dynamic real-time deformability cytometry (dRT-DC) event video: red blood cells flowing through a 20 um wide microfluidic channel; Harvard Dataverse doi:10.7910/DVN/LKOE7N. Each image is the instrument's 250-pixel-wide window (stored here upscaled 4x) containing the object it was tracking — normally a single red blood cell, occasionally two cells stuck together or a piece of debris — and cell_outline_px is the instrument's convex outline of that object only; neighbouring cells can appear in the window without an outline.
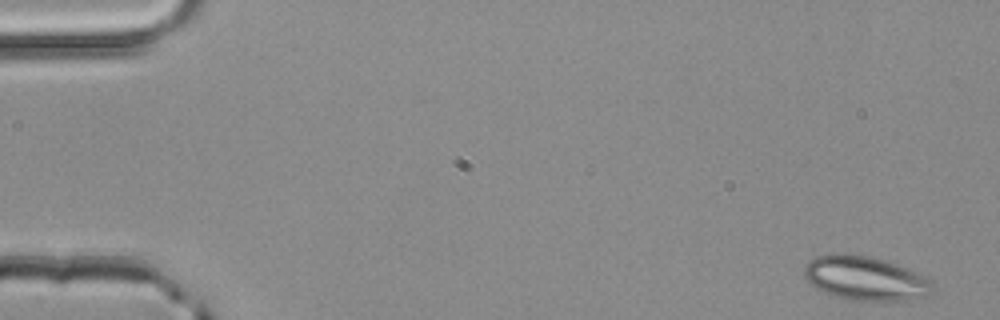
{"species": "common noctule bat (a hibernating species)", "species_latin": "Nyctalus noctula", "temperature_condition": "room temperature", "stored_images_in_passage": 4, "camera_frame_rate_fps": 3000, "um_per_image_px": 0.085, "animal": {"sex": "male", "body_mass_g": 20.4}, "frame": {"image": 1, "passage_image": 1, "time_ms": 0.0, "image_size_px": [1000, 320], "cell_outline_px": [[932, 296], [908, 300], [848, 300], [824, 292], [816, 288], [804, 276], [804, 268], [808, 260], [816, 256], [836, 252], [844, 252], [868, 256], [900, 264], [932, 280]], "centroid_in_image_um": [73.57, 23.64], "position_along_channel_um": 11.4, "area_um2": 33.41}}